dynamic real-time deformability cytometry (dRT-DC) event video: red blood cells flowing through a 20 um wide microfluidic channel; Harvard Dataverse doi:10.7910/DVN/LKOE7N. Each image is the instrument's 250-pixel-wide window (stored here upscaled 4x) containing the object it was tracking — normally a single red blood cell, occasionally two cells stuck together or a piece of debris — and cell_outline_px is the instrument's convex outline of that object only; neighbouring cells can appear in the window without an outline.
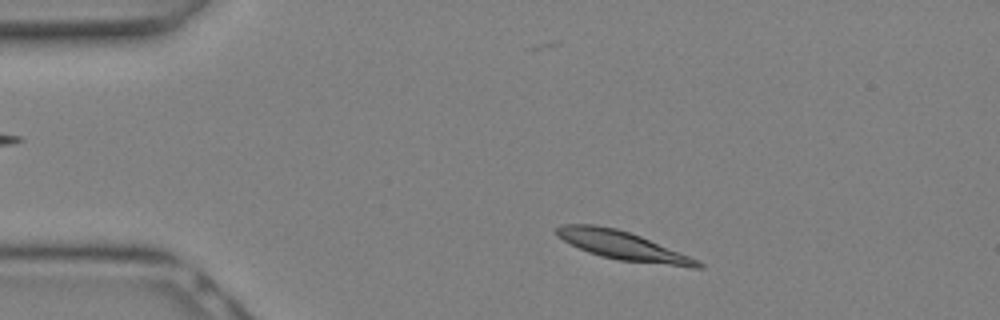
{"species": "Egyptian fruit bat (a non-hibernating species)", "species_latin": "Rousettus aegyptiacus", "temperature_condition": "warm", "stored_images_in_passage": 12, "camera_frame_rate_fps": 3000, "um_per_image_px": 0.085, "animal": {"sex": "female"}, "frame": {"image": 1, "passage_image": 2, "time_ms": 0.333, "image_size_px": [1000, 320], "cell_outline_px": [[704, 268], [692, 268], [616, 260], [600, 256], [588, 252], [556, 236], [556, 228], [560, 224], [596, 224], [616, 228], [640, 236], [700, 260], [704, 264]], "centroid_in_image_um": [52.98, 20.89], "position_along_channel_um": 32.0, "area_um2": 23.7}}
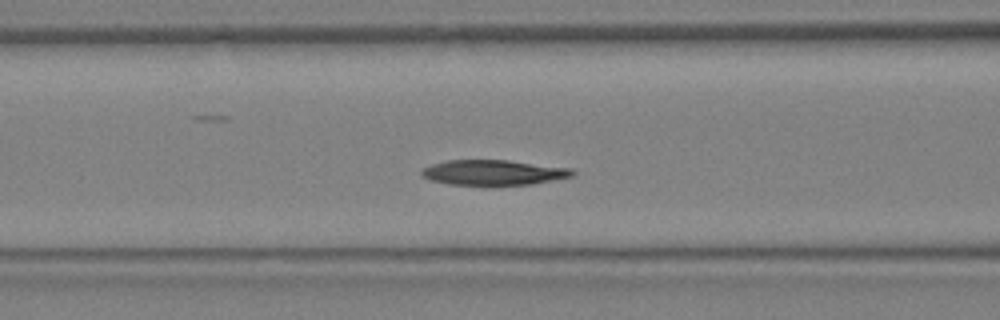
{"frame": {"image": 2, "passage_image": 8, "time_ms": 2.333, "image_size_px": [1000, 320], "cell_outline_px": [[576, 172], [572, 176], [532, 184], [496, 188], [448, 184], [432, 180], [420, 176], [420, 172], [424, 168], [432, 164], [448, 160], [508, 160], [572, 168]], "centroid_in_image_um": [41.94, 14.71], "position_along_channel_um": 124.7, "area_um2": 23.06}}
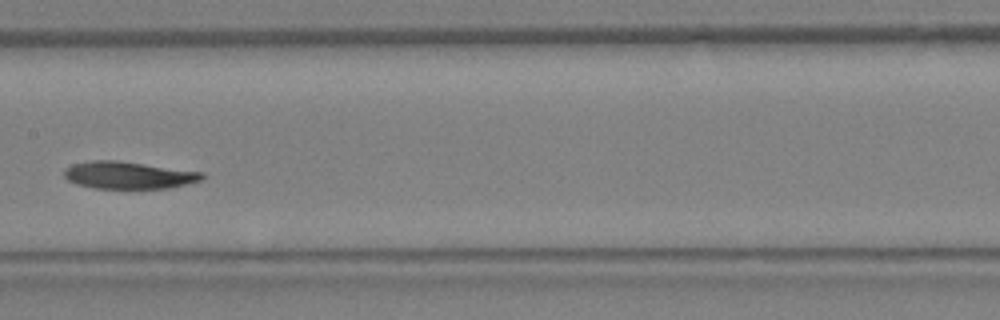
{"frame": {"image": 3, "passage_image": 11, "time_ms": 3.333, "image_size_px": [1000, 320], "cell_outline_px": [[204, 180], [168, 188], [96, 188], [76, 184], [68, 180], [64, 176], [64, 168], [72, 164], [92, 160], [116, 160], [204, 172]], "centroid_in_image_um": [10.92, 14.88], "position_along_channel_um": 196.5, "area_um2": 21.91}}